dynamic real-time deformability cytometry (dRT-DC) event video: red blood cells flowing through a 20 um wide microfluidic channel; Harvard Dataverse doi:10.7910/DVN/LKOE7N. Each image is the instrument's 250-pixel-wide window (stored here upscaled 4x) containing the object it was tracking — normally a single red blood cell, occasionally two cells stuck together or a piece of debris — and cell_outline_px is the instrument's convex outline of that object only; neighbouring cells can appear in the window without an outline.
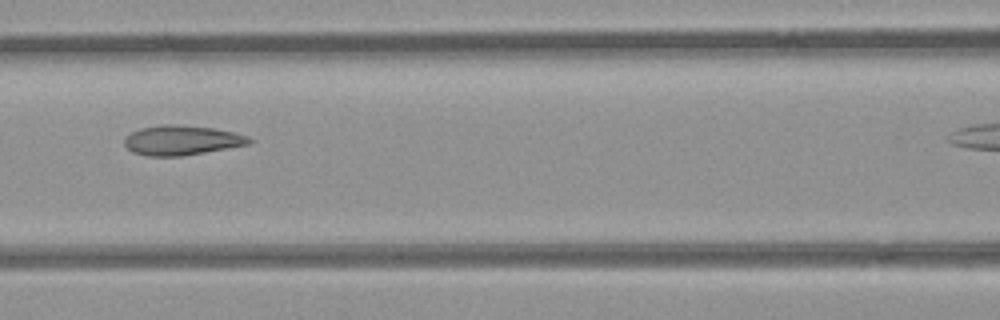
{"species": "common noctule bat (a hibernating species)", "species_latin": "Nyctalus noctula", "temperature_condition": "room temperature", "stored_images_in_passage": 5, "segment_of_instrument_passage": [1, 2], "camera_frame_rate_fps": 3000, "um_per_image_px": 0.085, "animal": {"sex": "female", "body_mass_g": 21.9}, "frame": {"image": 1, "passage_image": 4, "time_ms": 3.333, "image_size_px": [1000, 320], "cell_outline_px": [[252, 140], [248, 144], [204, 152], [180, 156], [148, 156], [132, 152], [124, 144], [124, 136], [140, 128], [164, 124], [176, 124], [212, 128], [232, 132], [248, 136]], "centroid_in_image_um": [15.38, 11.92], "position_along_channel_um": 151.2, "area_um2": 21.39}}